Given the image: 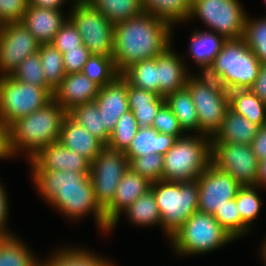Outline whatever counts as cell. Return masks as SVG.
<instances>
[{"instance_id": "43", "label": "cell", "mask_w": 266, "mask_h": 266, "mask_svg": "<svg viewBox=\"0 0 266 266\" xmlns=\"http://www.w3.org/2000/svg\"><path fill=\"white\" fill-rule=\"evenodd\" d=\"M129 167L146 178L151 183L162 180L163 155L159 153L146 154L145 156L128 158Z\"/></svg>"}, {"instance_id": "45", "label": "cell", "mask_w": 266, "mask_h": 266, "mask_svg": "<svg viewBox=\"0 0 266 266\" xmlns=\"http://www.w3.org/2000/svg\"><path fill=\"white\" fill-rule=\"evenodd\" d=\"M152 127L159 133L172 135L177 139L187 135L182 130L179 121L166 103L158 110Z\"/></svg>"}, {"instance_id": "46", "label": "cell", "mask_w": 266, "mask_h": 266, "mask_svg": "<svg viewBox=\"0 0 266 266\" xmlns=\"http://www.w3.org/2000/svg\"><path fill=\"white\" fill-rule=\"evenodd\" d=\"M51 44L64 54L68 50L78 49V46L83 43L76 26L68 18L61 29L56 33Z\"/></svg>"}, {"instance_id": "42", "label": "cell", "mask_w": 266, "mask_h": 266, "mask_svg": "<svg viewBox=\"0 0 266 266\" xmlns=\"http://www.w3.org/2000/svg\"><path fill=\"white\" fill-rule=\"evenodd\" d=\"M11 76L18 81L30 83L33 86L50 87L46 83L38 52L25 58L12 72Z\"/></svg>"}, {"instance_id": "28", "label": "cell", "mask_w": 266, "mask_h": 266, "mask_svg": "<svg viewBox=\"0 0 266 266\" xmlns=\"http://www.w3.org/2000/svg\"><path fill=\"white\" fill-rule=\"evenodd\" d=\"M189 53L193 62L200 64L212 63L216 55L221 51L226 41L222 36L213 31L193 30L190 36Z\"/></svg>"}, {"instance_id": "21", "label": "cell", "mask_w": 266, "mask_h": 266, "mask_svg": "<svg viewBox=\"0 0 266 266\" xmlns=\"http://www.w3.org/2000/svg\"><path fill=\"white\" fill-rule=\"evenodd\" d=\"M69 17L62 9L39 8L29 4L22 23L40 45L51 44L56 33Z\"/></svg>"}, {"instance_id": "38", "label": "cell", "mask_w": 266, "mask_h": 266, "mask_svg": "<svg viewBox=\"0 0 266 266\" xmlns=\"http://www.w3.org/2000/svg\"><path fill=\"white\" fill-rule=\"evenodd\" d=\"M242 39L259 62L266 63V16L254 19L247 15Z\"/></svg>"}, {"instance_id": "17", "label": "cell", "mask_w": 266, "mask_h": 266, "mask_svg": "<svg viewBox=\"0 0 266 266\" xmlns=\"http://www.w3.org/2000/svg\"><path fill=\"white\" fill-rule=\"evenodd\" d=\"M151 182L129 168L120 180L112 203L104 210L105 219L110 224L108 233L115 229L121 212L151 188Z\"/></svg>"}, {"instance_id": "20", "label": "cell", "mask_w": 266, "mask_h": 266, "mask_svg": "<svg viewBox=\"0 0 266 266\" xmlns=\"http://www.w3.org/2000/svg\"><path fill=\"white\" fill-rule=\"evenodd\" d=\"M172 47L170 45L157 56L158 93L162 97L185 88L190 76V70L184 61L185 56L177 54Z\"/></svg>"}, {"instance_id": "50", "label": "cell", "mask_w": 266, "mask_h": 266, "mask_svg": "<svg viewBox=\"0 0 266 266\" xmlns=\"http://www.w3.org/2000/svg\"><path fill=\"white\" fill-rule=\"evenodd\" d=\"M250 145L258 160L266 158V125L259 127L257 135Z\"/></svg>"}, {"instance_id": "34", "label": "cell", "mask_w": 266, "mask_h": 266, "mask_svg": "<svg viewBox=\"0 0 266 266\" xmlns=\"http://www.w3.org/2000/svg\"><path fill=\"white\" fill-rule=\"evenodd\" d=\"M67 114L81 126H84L91 135L107 145L110 133L103 125L102 113L95 102L75 106Z\"/></svg>"}, {"instance_id": "26", "label": "cell", "mask_w": 266, "mask_h": 266, "mask_svg": "<svg viewBox=\"0 0 266 266\" xmlns=\"http://www.w3.org/2000/svg\"><path fill=\"white\" fill-rule=\"evenodd\" d=\"M177 138L157 132L153 127H140L129 148L125 151L127 158H136L146 154H166Z\"/></svg>"}, {"instance_id": "41", "label": "cell", "mask_w": 266, "mask_h": 266, "mask_svg": "<svg viewBox=\"0 0 266 266\" xmlns=\"http://www.w3.org/2000/svg\"><path fill=\"white\" fill-rule=\"evenodd\" d=\"M213 215L235 240L246 236L250 232V228L241 220L235 198L228 200L227 204L217 209Z\"/></svg>"}, {"instance_id": "13", "label": "cell", "mask_w": 266, "mask_h": 266, "mask_svg": "<svg viewBox=\"0 0 266 266\" xmlns=\"http://www.w3.org/2000/svg\"><path fill=\"white\" fill-rule=\"evenodd\" d=\"M39 46L22 22L0 25V76L11 75L25 58L38 52Z\"/></svg>"}, {"instance_id": "49", "label": "cell", "mask_w": 266, "mask_h": 266, "mask_svg": "<svg viewBox=\"0 0 266 266\" xmlns=\"http://www.w3.org/2000/svg\"><path fill=\"white\" fill-rule=\"evenodd\" d=\"M8 197L5 190V186H3L2 182H0V236H12L15 233H12L7 226V218L9 217V203Z\"/></svg>"}, {"instance_id": "25", "label": "cell", "mask_w": 266, "mask_h": 266, "mask_svg": "<svg viewBox=\"0 0 266 266\" xmlns=\"http://www.w3.org/2000/svg\"><path fill=\"white\" fill-rule=\"evenodd\" d=\"M55 252L50 254L44 260L40 259L39 266H113V261L105 256L102 257L83 247L68 248L64 245L59 247Z\"/></svg>"}, {"instance_id": "1", "label": "cell", "mask_w": 266, "mask_h": 266, "mask_svg": "<svg viewBox=\"0 0 266 266\" xmlns=\"http://www.w3.org/2000/svg\"><path fill=\"white\" fill-rule=\"evenodd\" d=\"M34 186L42 198L70 221L93 215L100 232L107 233L110 224L97 204L89 172L31 170ZM91 212V213H90Z\"/></svg>"}, {"instance_id": "37", "label": "cell", "mask_w": 266, "mask_h": 266, "mask_svg": "<svg viewBox=\"0 0 266 266\" xmlns=\"http://www.w3.org/2000/svg\"><path fill=\"white\" fill-rule=\"evenodd\" d=\"M82 73L100 87L113 82L120 75L112 56L95 54L84 64Z\"/></svg>"}, {"instance_id": "54", "label": "cell", "mask_w": 266, "mask_h": 266, "mask_svg": "<svg viewBox=\"0 0 266 266\" xmlns=\"http://www.w3.org/2000/svg\"><path fill=\"white\" fill-rule=\"evenodd\" d=\"M10 158L7 152L6 145V128L0 120V159Z\"/></svg>"}, {"instance_id": "7", "label": "cell", "mask_w": 266, "mask_h": 266, "mask_svg": "<svg viewBox=\"0 0 266 266\" xmlns=\"http://www.w3.org/2000/svg\"><path fill=\"white\" fill-rule=\"evenodd\" d=\"M53 91L51 87L18 81L11 75L0 76V120L5 128L51 102Z\"/></svg>"}, {"instance_id": "52", "label": "cell", "mask_w": 266, "mask_h": 266, "mask_svg": "<svg viewBox=\"0 0 266 266\" xmlns=\"http://www.w3.org/2000/svg\"><path fill=\"white\" fill-rule=\"evenodd\" d=\"M67 0H29V4L39 8L62 9ZM69 1V0H68Z\"/></svg>"}, {"instance_id": "30", "label": "cell", "mask_w": 266, "mask_h": 266, "mask_svg": "<svg viewBox=\"0 0 266 266\" xmlns=\"http://www.w3.org/2000/svg\"><path fill=\"white\" fill-rule=\"evenodd\" d=\"M29 248L16 234L0 236V266H39V258Z\"/></svg>"}, {"instance_id": "24", "label": "cell", "mask_w": 266, "mask_h": 266, "mask_svg": "<svg viewBox=\"0 0 266 266\" xmlns=\"http://www.w3.org/2000/svg\"><path fill=\"white\" fill-rule=\"evenodd\" d=\"M129 110L140 127H152L158 110L165 104V97L159 93L136 88L127 82Z\"/></svg>"}, {"instance_id": "19", "label": "cell", "mask_w": 266, "mask_h": 266, "mask_svg": "<svg viewBox=\"0 0 266 266\" xmlns=\"http://www.w3.org/2000/svg\"><path fill=\"white\" fill-rule=\"evenodd\" d=\"M94 102L102 113L103 125L111 133L120 116L129 111L127 81L119 75L113 82L100 87Z\"/></svg>"}, {"instance_id": "12", "label": "cell", "mask_w": 266, "mask_h": 266, "mask_svg": "<svg viewBox=\"0 0 266 266\" xmlns=\"http://www.w3.org/2000/svg\"><path fill=\"white\" fill-rule=\"evenodd\" d=\"M211 164L230 174L240 185H256L259 160L251 145L214 142L211 139Z\"/></svg>"}, {"instance_id": "14", "label": "cell", "mask_w": 266, "mask_h": 266, "mask_svg": "<svg viewBox=\"0 0 266 266\" xmlns=\"http://www.w3.org/2000/svg\"><path fill=\"white\" fill-rule=\"evenodd\" d=\"M195 105L199 119V134L212 138L219 130L229 109V95L217 94L191 76L185 86Z\"/></svg>"}, {"instance_id": "6", "label": "cell", "mask_w": 266, "mask_h": 266, "mask_svg": "<svg viewBox=\"0 0 266 266\" xmlns=\"http://www.w3.org/2000/svg\"><path fill=\"white\" fill-rule=\"evenodd\" d=\"M161 215L162 230L169 239L183 223L198 211L199 188L197 181L170 182L159 180L150 188Z\"/></svg>"}, {"instance_id": "15", "label": "cell", "mask_w": 266, "mask_h": 266, "mask_svg": "<svg viewBox=\"0 0 266 266\" xmlns=\"http://www.w3.org/2000/svg\"><path fill=\"white\" fill-rule=\"evenodd\" d=\"M196 181L199 188L198 211L212 215L228 200L236 198L242 186L230 174L211 163Z\"/></svg>"}, {"instance_id": "18", "label": "cell", "mask_w": 266, "mask_h": 266, "mask_svg": "<svg viewBox=\"0 0 266 266\" xmlns=\"http://www.w3.org/2000/svg\"><path fill=\"white\" fill-rule=\"evenodd\" d=\"M100 86L81 73L67 74L53 91V99L68 112L85 103L94 102Z\"/></svg>"}, {"instance_id": "29", "label": "cell", "mask_w": 266, "mask_h": 266, "mask_svg": "<svg viewBox=\"0 0 266 266\" xmlns=\"http://www.w3.org/2000/svg\"><path fill=\"white\" fill-rule=\"evenodd\" d=\"M229 108L251 122L266 125V103L250 89H236L229 94Z\"/></svg>"}, {"instance_id": "48", "label": "cell", "mask_w": 266, "mask_h": 266, "mask_svg": "<svg viewBox=\"0 0 266 266\" xmlns=\"http://www.w3.org/2000/svg\"><path fill=\"white\" fill-rule=\"evenodd\" d=\"M91 55L92 54L84 44L78 46V49L68 50L64 53L63 63L66 75L71 73H81L84 64Z\"/></svg>"}, {"instance_id": "35", "label": "cell", "mask_w": 266, "mask_h": 266, "mask_svg": "<svg viewBox=\"0 0 266 266\" xmlns=\"http://www.w3.org/2000/svg\"><path fill=\"white\" fill-rule=\"evenodd\" d=\"M121 76L136 88L158 93L157 57L131 65Z\"/></svg>"}, {"instance_id": "2", "label": "cell", "mask_w": 266, "mask_h": 266, "mask_svg": "<svg viewBox=\"0 0 266 266\" xmlns=\"http://www.w3.org/2000/svg\"><path fill=\"white\" fill-rule=\"evenodd\" d=\"M173 29L166 20L147 12L115 24L112 57L118 73L162 54L172 45Z\"/></svg>"}, {"instance_id": "32", "label": "cell", "mask_w": 266, "mask_h": 266, "mask_svg": "<svg viewBox=\"0 0 266 266\" xmlns=\"http://www.w3.org/2000/svg\"><path fill=\"white\" fill-rule=\"evenodd\" d=\"M125 214L126 220L139 227H152L161 224V215L158 210L155 196L152 190H148L137 198L130 206L121 212Z\"/></svg>"}, {"instance_id": "39", "label": "cell", "mask_w": 266, "mask_h": 266, "mask_svg": "<svg viewBox=\"0 0 266 266\" xmlns=\"http://www.w3.org/2000/svg\"><path fill=\"white\" fill-rule=\"evenodd\" d=\"M260 187L256 185L241 186L236 195L241 220L251 229L253 222L261 212V199L259 196Z\"/></svg>"}, {"instance_id": "55", "label": "cell", "mask_w": 266, "mask_h": 266, "mask_svg": "<svg viewBox=\"0 0 266 266\" xmlns=\"http://www.w3.org/2000/svg\"><path fill=\"white\" fill-rule=\"evenodd\" d=\"M264 241L261 243V246L259 247L261 251H259V255L261 259L263 260L262 262L266 265V238L263 239Z\"/></svg>"}, {"instance_id": "27", "label": "cell", "mask_w": 266, "mask_h": 266, "mask_svg": "<svg viewBox=\"0 0 266 266\" xmlns=\"http://www.w3.org/2000/svg\"><path fill=\"white\" fill-rule=\"evenodd\" d=\"M165 103L176 116L185 133L199 134L197 111L186 87L167 95Z\"/></svg>"}, {"instance_id": "31", "label": "cell", "mask_w": 266, "mask_h": 266, "mask_svg": "<svg viewBox=\"0 0 266 266\" xmlns=\"http://www.w3.org/2000/svg\"><path fill=\"white\" fill-rule=\"evenodd\" d=\"M144 12L169 22L173 27L189 22L192 0H141Z\"/></svg>"}, {"instance_id": "40", "label": "cell", "mask_w": 266, "mask_h": 266, "mask_svg": "<svg viewBox=\"0 0 266 266\" xmlns=\"http://www.w3.org/2000/svg\"><path fill=\"white\" fill-rule=\"evenodd\" d=\"M140 126L134 117L131 110L120 116L117 125L114 130L110 133V138L106 146L109 148L126 151Z\"/></svg>"}, {"instance_id": "51", "label": "cell", "mask_w": 266, "mask_h": 266, "mask_svg": "<svg viewBox=\"0 0 266 266\" xmlns=\"http://www.w3.org/2000/svg\"><path fill=\"white\" fill-rule=\"evenodd\" d=\"M249 89L266 103V63L261 64L258 77Z\"/></svg>"}, {"instance_id": "16", "label": "cell", "mask_w": 266, "mask_h": 266, "mask_svg": "<svg viewBox=\"0 0 266 266\" xmlns=\"http://www.w3.org/2000/svg\"><path fill=\"white\" fill-rule=\"evenodd\" d=\"M27 161L32 170L89 172L91 165L88 159L71 151L60 141L41 148Z\"/></svg>"}, {"instance_id": "23", "label": "cell", "mask_w": 266, "mask_h": 266, "mask_svg": "<svg viewBox=\"0 0 266 266\" xmlns=\"http://www.w3.org/2000/svg\"><path fill=\"white\" fill-rule=\"evenodd\" d=\"M259 127V125L229 108L219 130L211 139L214 142L250 145L257 135Z\"/></svg>"}, {"instance_id": "44", "label": "cell", "mask_w": 266, "mask_h": 266, "mask_svg": "<svg viewBox=\"0 0 266 266\" xmlns=\"http://www.w3.org/2000/svg\"><path fill=\"white\" fill-rule=\"evenodd\" d=\"M200 73L190 74V76L200 84L207 86L217 94H230L231 89L223 74L218 73L212 63L198 65Z\"/></svg>"}, {"instance_id": "10", "label": "cell", "mask_w": 266, "mask_h": 266, "mask_svg": "<svg viewBox=\"0 0 266 266\" xmlns=\"http://www.w3.org/2000/svg\"><path fill=\"white\" fill-rule=\"evenodd\" d=\"M223 74L231 91L249 89L258 77L261 63L242 38L226 40L212 62Z\"/></svg>"}, {"instance_id": "11", "label": "cell", "mask_w": 266, "mask_h": 266, "mask_svg": "<svg viewBox=\"0 0 266 266\" xmlns=\"http://www.w3.org/2000/svg\"><path fill=\"white\" fill-rule=\"evenodd\" d=\"M129 168L125 152L106 145L91 162L89 176L95 200L103 211L112 203L117 186Z\"/></svg>"}, {"instance_id": "4", "label": "cell", "mask_w": 266, "mask_h": 266, "mask_svg": "<svg viewBox=\"0 0 266 266\" xmlns=\"http://www.w3.org/2000/svg\"><path fill=\"white\" fill-rule=\"evenodd\" d=\"M211 138L187 134L178 138L163 155L162 180L189 182L197 180L211 163Z\"/></svg>"}, {"instance_id": "9", "label": "cell", "mask_w": 266, "mask_h": 266, "mask_svg": "<svg viewBox=\"0 0 266 266\" xmlns=\"http://www.w3.org/2000/svg\"><path fill=\"white\" fill-rule=\"evenodd\" d=\"M69 19L76 26L82 43L91 54L112 56L115 25L87 0H72Z\"/></svg>"}, {"instance_id": "53", "label": "cell", "mask_w": 266, "mask_h": 266, "mask_svg": "<svg viewBox=\"0 0 266 266\" xmlns=\"http://www.w3.org/2000/svg\"><path fill=\"white\" fill-rule=\"evenodd\" d=\"M256 186L266 188V158L259 160Z\"/></svg>"}, {"instance_id": "5", "label": "cell", "mask_w": 266, "mask_h": 266, "mask_svg": "<svg viewBox=\"0 0 266 266\" xmlns=\"http://www.w3.org/2000/svg\"><path fill=\"white\" fill-rule=\"evenodd\" d=\"M169 240L173 252L184 257L213 252L235 241L214 215L200 211L194 212Z\"/></svg>"}, {"instance_id": "8", "label": "cell", "mask_w": 266, "mask_h": 266, "mask_svg": "<svg viewBox=\"0 0 266 266\" xmlns=\"http://www.w3.org/2000/svg\"><path fill=\"white\" fill-rule=\"evenodd\" d=\"M242 6L240 0H192L189 20L197 17L225 40L240 39L247 16Z\"/></svg>"}, {"instance_id": "3", "label": "cell", "mask_w": 266, "mask_h": 266, "mask_svg": "<svg viewBox=\"0 0 266 266\" xmlns=\"http://www.w3.org/2000/svg\"><path fill=\"white\" fill-rule=\"evenodd\" d=\"M67 112L54 99L33 113L13 121L6 128L9 157L19 153L30 159L41 148L59 141L61 124Z\"/></svg>"}, {"instance_id": "22", "label": "cell", "mask_w": 266, "mask_h": 266, "mask_svg": "<svg viewBox=\"0 0 266 266\" xmlns=\"http://www.w3.org/2000/svg\"><path fill=\"white\" fill-rule=\"evenodd\" d=\"M59 141L71 151L92 162L105 146L68 114L62 120Z\"/></svg>"}, {"instance_id": "36", "label": "cell", "mask_w": 266, "mask_h": 266, "mask_svg": "<svg viewBox=\"0 0 266 266\" xmlns=\"http://www.w3.org/2000/svg\"><path fill=\"white\" fill-rule=\"evenodd\" d=\"M46 83L54 90L66 76L63 54L52 44H43L38 50Z\"/></svg>"}, {"instance_id": "47", "label": "cell", "mask_w": 266, "mask_h": 266, "mask_svg": "<svg viewBox=\"0 0 266 266\" xmlns=\"http://www.w3.org/2000/svg\"><path fill=\"white\" fill-rule=\"evenodd\" d=\"M29 0H0V25L21 22Z\"/></svg>"}, {"instance_id": "33", "label": "cell", "mask_w": 266, "mask_h": 266, "mask_svg": "<svg viewBox=\"0 0 266 266\" xmlns=\"http://www.w3.org/2000/svg\"><path fill=\"white\" fill-rule=\"evenodd\" d=\"M112 24H117L144 12L141 0H87Z\"/></svg>"}]
</instances>
